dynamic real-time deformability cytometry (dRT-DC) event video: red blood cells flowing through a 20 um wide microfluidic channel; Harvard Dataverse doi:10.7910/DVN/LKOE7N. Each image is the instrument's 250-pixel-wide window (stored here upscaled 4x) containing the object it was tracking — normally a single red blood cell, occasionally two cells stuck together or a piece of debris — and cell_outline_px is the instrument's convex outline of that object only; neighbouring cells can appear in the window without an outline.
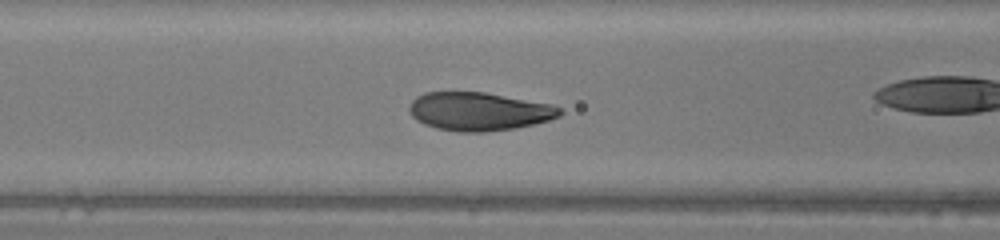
{"species": "human", "species_latin": "Homo sapiens", "temperature_condition": "warm", "stored_images_in_passage": 48, "camera_frame_rate_fps": 3000, "um_per_image_px": 0.085, "donor": {"sex": "female"}, "frame": {"image": 1, "passage_image": 18, "time_ms": 5.667, "image_size_px": [1000, 240], "cell_outline_px": [[564, 112], [560, 116], [548, 120], [516, 128], [484, 132], [456, 132], [436, 128], [424, 124], [416, 120], [412, 116], [408, 108], [412, 100], [416, 96], [424, 92], [484, 92], [552, 104], [560, 108]], "centroid_in_image_um": [40.69, 9.47], "position_along_channel_um": 125.9, "area_um2": 33.76}}
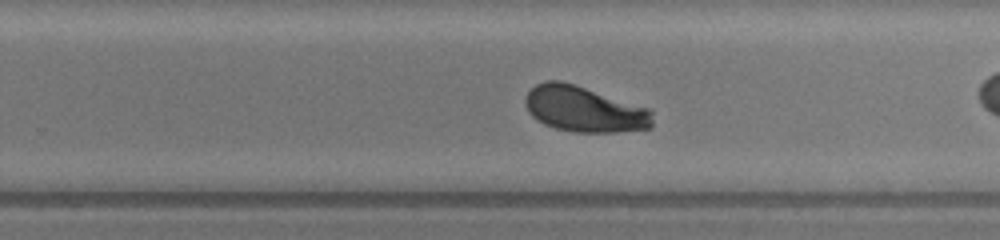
{"frame": {"image": 2, "passage_image": 29, "time_ms": 9.333, "image_size_px": [1000, 240], "cell_outline_px": [[652, 128], [616, 132], [576, 132], [556, 128], [544, 124], [536, 120], [528, 112], [524, 104], [524, 100], [528, 92], [536, 84], [544, 80], [560, 80], [652, 108]], "centroid_in_image_um": [49.67, 9.27], "position_along_channel_um": 280.1, "area_um2": 34.22}}
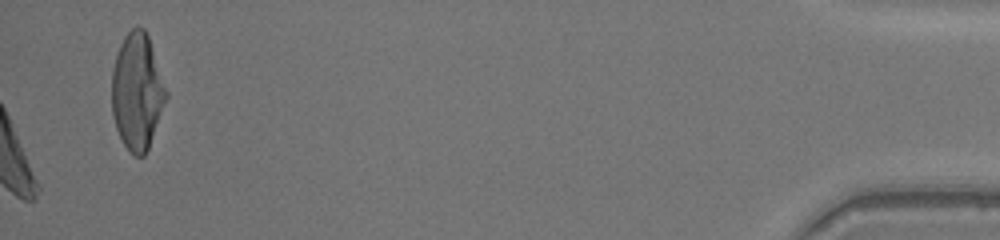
{"frame": {"image": 3, "passage_image": 48, "time_ms": 15.667, "image_size_px": [1000, 240], "cell_outline_px": [[168, 96], [148, 148], [144, 156], [136, 156], [128, 152], [116, 128], [112, 116], [112, 68], [120, 44], [124, 36], [132, 28], [144, 28], [148, 36], [168, 92]], "centroid_in_image_um": [11.65, 7.8], "position_along_channel_um": 423.5, "area_um2": 36.76}, "authors_computed_cell_mechanics": {"area_um2": 34.0153, "velocity_mm_per_s": 4.2211, "shape_relaxation_time_tau1_ms": 2.0671, "shape_relaxation_time_tau2_ms": null, "deformation_change_tau1": 0.1391, "deformation_change_tau2": null}}